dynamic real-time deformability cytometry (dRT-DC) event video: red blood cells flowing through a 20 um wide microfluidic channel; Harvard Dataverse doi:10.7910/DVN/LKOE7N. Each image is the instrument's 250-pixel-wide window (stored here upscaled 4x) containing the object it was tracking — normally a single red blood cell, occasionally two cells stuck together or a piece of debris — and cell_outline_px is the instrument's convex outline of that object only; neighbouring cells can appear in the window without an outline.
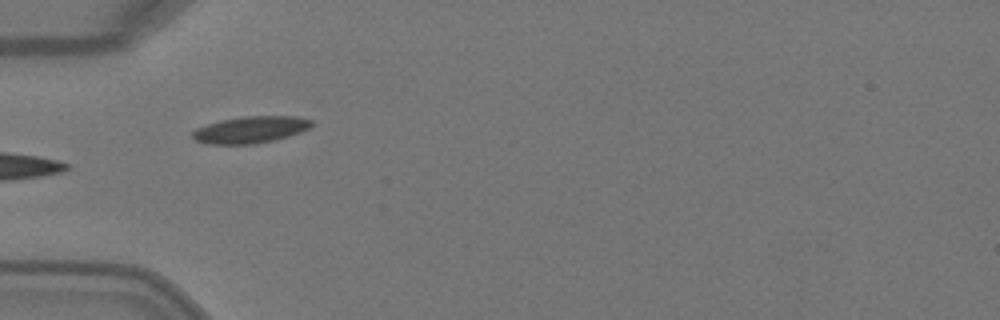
{"species": "Egyptian fruit bat (a non-hibernating species)", "species_latin": "Rousettus aegyptiacus", "temperature_condition": "warm", "stored_images_in_passage": 5, "camera_frame_rate_fps": 3000, "um_per_image_px": 0.085, "animal": {"sex": "female"}, "frame": {"image": 1, "passage_image": 2, "time_ms": 0.333, "image_size_px": [1000, 320], "cell_outline_px": [[312, 128], [276, 140], [256, 144], [208, 144], [196, 140], [192, 136], [192, 132], [196, 128], [220, 120], [244, 116], [296, 116], [312, 120]], "centroid_in_image_um": [21.32, 11.02], "position_along_channel_um": 63.7, "area_um2": 18.67}}
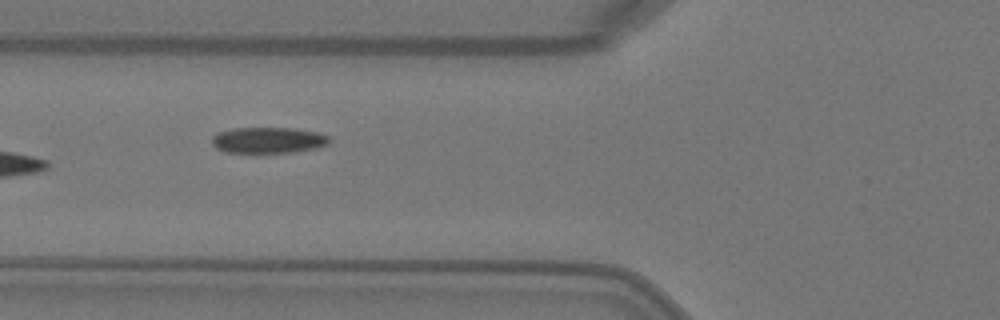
{"frame": {"image": 2, "passage_image": 3, "time_ms": 0.667, "image_size_px": [1000, 320], "cell_outline_px": [[332, 140], [328, 144], [316, 148], [292, 152], [224, 152], [216, 148], [212, 144], [212, 136], [216, 132], [232, 128], [296, 128], [320, 132], [328, 136]], "centroid_in_image_um": [22.81, 11.9], "position_along_channel_um": 103.0, "area_um2": 17.98}}
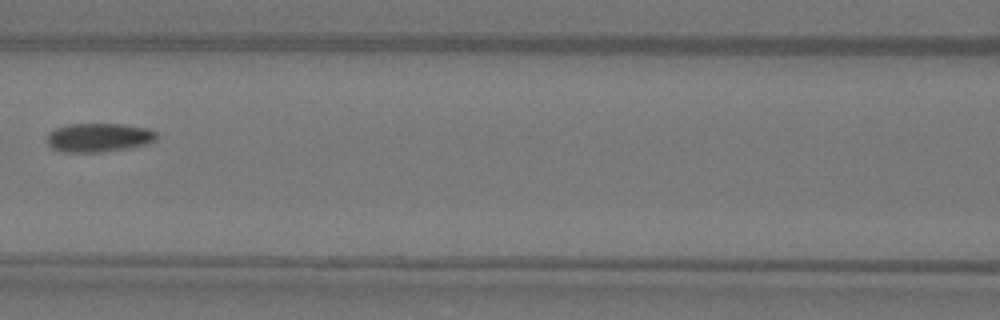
{"frame": {"image": 3, "passage_image": 4, "time_ms": 1.0, "image_size_px": [1000, 320], "cell_outline_px": [[156, 140], [148, 144], [128, 148], [104, 152], [64, 152], [52, 148], [48, 144], [48, 132], [56, 128], [68, 124], [124, 124], [148, 128], [156, 132]], "centroid_in_image_um": [8.41, 11.69], "position_along_channel_um": 158.2, "area_um2": 18.5}}